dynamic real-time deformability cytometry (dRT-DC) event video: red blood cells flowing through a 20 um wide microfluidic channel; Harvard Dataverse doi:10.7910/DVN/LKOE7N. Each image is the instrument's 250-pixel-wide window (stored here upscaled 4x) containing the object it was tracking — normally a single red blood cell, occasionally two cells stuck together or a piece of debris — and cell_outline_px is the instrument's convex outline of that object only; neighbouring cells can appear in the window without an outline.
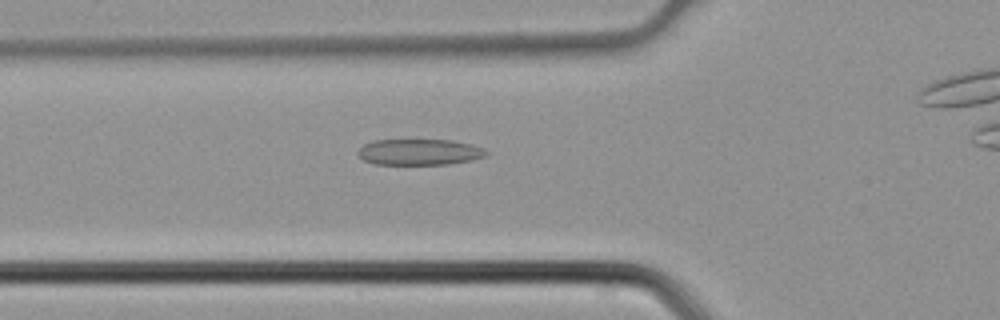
{"species": "common noctule bat (a hibernating species)", "species_latin": "Nyctalus noctula", "temperature_condition": "cold", "stored_images_in_passage": 5, "camera_frame_rate_fps": 3000, "um_per_image_px": 0.085, "animal": {"sex": "male", "body_mass_g": 21.5, "forearm_length_mm": 52.0}, "frame": {"image": 1, "passage_image": 4, "time_ms": 1.0, "image_size_px": [1000, 320], "cell_outline_px": [[488, 152], [484, 156], [472, 160], [448, 164], [376, 164], [364, 160], [356, 152], [364, 144], [376, 140], [452, 140], [472, 144], [484, 148]], "centroid_in_image_um": [35.67, 12.92], "position_along_channel_um": 90.1, "area_um2": 19.36}}